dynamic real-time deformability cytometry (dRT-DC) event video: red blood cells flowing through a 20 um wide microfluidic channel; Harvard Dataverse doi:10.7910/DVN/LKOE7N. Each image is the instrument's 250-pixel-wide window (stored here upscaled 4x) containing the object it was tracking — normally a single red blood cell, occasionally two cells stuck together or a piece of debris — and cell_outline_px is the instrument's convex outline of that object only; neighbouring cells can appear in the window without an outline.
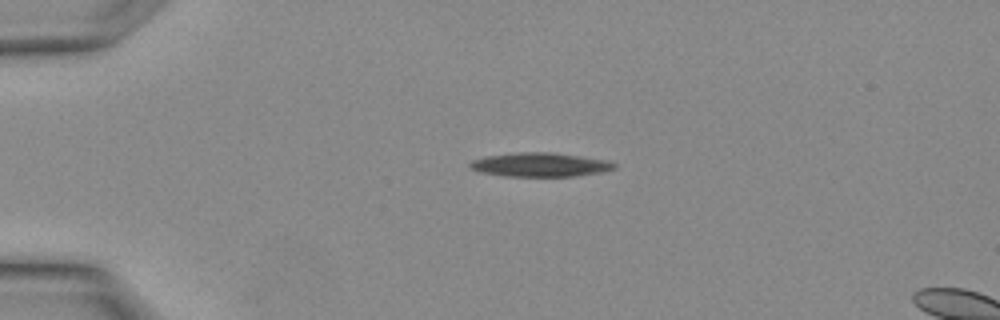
{"species": "Egyptian fruit bat (a non-hibernating species)", "species_latin": "Rousettus aegyptiacus", "temperature_condition": "warm", "stored_images_in_passage": 4, "camera_frame_rate_fps": 3000, "um_per_image_px": 0.085, "animal": {"sex": "female"}, "frame": {"image": 1, "passage_image": 1, "time_ms": 0.0, "image_size_px": [1000, 320], "cell_outline_px": [[616, 168], [600, 172], [572, 176], [504, 176], [480, 172], [468, 168], [468, 164], [472, 160], [484, 156], [516, 152], [552, 152], [604, 160], [616, 164]], "centroid_in_image_um": [45.81, 13.99], "position_along_channel_um": 39.2, "area_um2": 20.06}}